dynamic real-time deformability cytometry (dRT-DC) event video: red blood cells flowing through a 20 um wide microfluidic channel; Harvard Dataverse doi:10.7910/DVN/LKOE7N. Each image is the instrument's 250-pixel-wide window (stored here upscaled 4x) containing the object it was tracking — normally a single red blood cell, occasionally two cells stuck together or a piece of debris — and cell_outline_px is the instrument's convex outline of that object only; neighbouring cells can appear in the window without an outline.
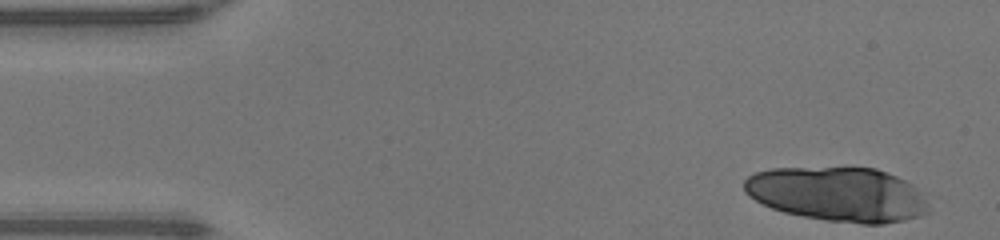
{"species": "human", "species_latin": "Homo sapiens", "temperature_condition": "warm", "stored_images_in_passage": 17, "camera_frame_rate_fps": 3000, "um_per_image_px": 0.085, "donor": {"sex": "male"}, "frame": {"image": 1, "passage_image": 1, "time_ms": 0.0, "image_size_px": [1000, 240], "cell_outline_px": [[928, 212], [904, 220], [884, 224], [860, 224], [828, 220], [804, 216], [784, 212], [772, 208], [748, 196], [744, 192], [744, 180], [748, 176], [756, 172], [772, 168], [876, 168], [896, 176], [912, 184], [924, 204]], "centroid_in_image_um": [71.13, 16.51], "position_along_channel_um": 13.9, "area_um2": 57.68}}